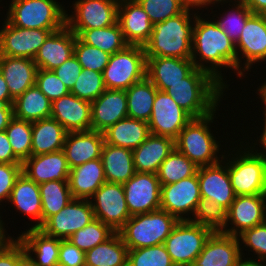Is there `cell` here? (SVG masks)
Here are the masks:
<instances>
[{"label":"cell","instance_id":"cell-1","mask_svg":"<svg viewBox=\"0 0 266 266\" xmlns=\"http://www.w3.org/2000/svg\"><path fill=\"white\" fill-rule=\"evenodd\" d=\"M201 17L197 12L193 26L191 60L196 68L212 75L229 89L222 68H231L237 74L235 43L223 32L214 19ZM212 20V21H211ZM198 59V60H197ZM205 63V64H204ZM221 69V70H220Z\"/></svg>","mask_w":266,"mask_h":266},{"label":"cell","instance_id":"cell-2","mask_svg":"<svg viewBox=\"0 0 266 266\" xmlns=\"http://www.w3.org/2000/svg\"><path fill=\"white\" fill-rule=\"evenodd\" d=\"M225 90L208 72L195 68L165 92L193 118H200L219 109Z\"/></svg>","mask_w":266,"mask_h":266},{"label":"cell","instance_id":"cell-3","mask_svg":"<svg viewBox=\"0 0 266 266\" xmlns=\"http://www.w3.org/2000/svg\"><path fill=\"white\" fill-rule=\"evenodd\" d=\"M196 14L186 8L182 13L154 24L151 37L144 45L146 57L191 58Z\"/></svg>","mask_w":266,"mask_h":266},{"label":"cell","instance_id":"cell-4","mask_svg":"<svg viewBox=\"0 0 266 266\" xmlns=\"http://www.w3.org/2000/svg\"><path fill=\"white\" fill-rule=\"evenodd\" d=\"M215 113L216 110L207 116L193 118L175 139V148L197 167L214 165L223 159L221 143L216 140L210 128L216 118Z\"/></svg>","mask_w":266,"mask_h":266},{"label":"cell","instance_id":"cell-5","mask_svg":"<svg viewBox=\"0 0 266 266\" xmlns=\"http://www.w3.org/2000/svg\"><path fill=\"white\" fill-rule=\"evenodd\" d=\"M245 143L248 144L240 145L234 155L229 153L231 150L228 154L224 150L222 159L227 164L234 193L236 196L266 194V162L250 147V142Z\"/></svg>","mask_w":266,"mask_h":266},{"label":"cell","instance_id":"cell-6","mask_svg":"<svg viewBox=\"0 0 266 266\" xmlns=\"http://www.w3.org/2000/svg\"><path fill=\"white\" fill-rule=\"evenodd\" d=\"M179 220L158 209L131 216L118 231L128 250L164 244Z\"/></svg>","mask_w":266,"mask_h":266},{"label":"cell","instance_id":"cell-7","mask_svg":"<svg viewBox=\"0 0 266 266\" xmlns=\"http://www.w3.org/2000/svg\"><path fill=\"white\" fill-rule=\"evenodd\" d=\"M56 0H12L6 21L28 29H61L66 25L65 7Z\"/></svg>","mask_w":266,"mask_h":266},{"label":"cell","instance_id":"cell-8","mask_svg":"<svg viewBox=\"0 0 266 266\" xmlns=\"http://www.w3.org/2000/svg\"><path fill=\"white\" fill-rule=\"evenodd\" d=\"M146 77L144 46L128 45L124 50L110 55L103 71L106 89L127 90Z\"/></svg>","mask_w":266,"mask_h":266},{"label":"cell","instance_id":"cell-9","mask_svg":"<svg viewBox=\"0 0 266 266\" xmlns=\"http://www.w3.org/2000/svg\"><path fill=\"white\" fill-rule=\"evenodd\" d=\"M214 231L189 220L179 221L164 245L175 266H192Z\"/></svg>","mask_w":266,"mask_h":266},{"label":"cell","instance_id":"cell-10","mask_svg":"<svg viewBox=\"0 0 266 266\" xmlns=\"http://www.w3.org/2000/svg\"><path fill=\"white\" fill-rule=\"evenodd\" d=\"M72 14H66V26L77 36L82 30L116 24L119 0H77Z\"/></svg>","mask_w":266,"mask_h":266},{"label":"cell","instance_id":"cell-11","mask_svg":"<svg viewBox=\"0 0 266 266\" xmlns=\"http://www.w3.org/2000/svg\"><path fill=\"white\" fill-rule=\"evenodd\" d=\"M235 48L237 77L240 79L245 77L244 74H247L255 63L266 62V17L264 14H252L247 19ZM241 59L245 60L243 62L245 66Z\"/></svg>","mask_w":266,"mask_h":266},{"label":"cell","instance_id":"cell-12","mask_svg":"<svg viewBox=\"0 0 266 266\" xmlns=\"http://www.w3.org/2000/svg\"><path fill=\"white\" fill-rule=\"evenodd\" d=\"M94 217L118 232L131 217L123 184L105 182L89 199Z\"/></svg>","mask_w":266,"mask_h":266},{"label":"cell","instance_id":"cell-13","mask_svg":"<svg viewBox=\"0 0 266 266\" xmlns=\"http://www.w3.org/2000/svg\"><path fill=\"white\" fill-rule=\"evenodd\" d=\"M59 29H28L6 20L0 27V56L34 59L47 37Z\"/></svg>","mask_w":266,"mask_h":266},{"label":"cell","instance_id":"cell-14","mask_svg":"<svg viewBox=\"0 0 266 266\" xmlns=\"http://www.w3.org/2000/svg\"><path fill=\"white\" fill-rule=\"evenodd\" d=\"M94 219L90 200L72 199L57 214L49 217L38 229L50 237L68 239Z\"/></svg>","mask_w":266,"mask_h":266},{"label":"cell","instance_id":"cell-15","mask_svg":"<svg viewBox=\"0 0 266 266\" xmlns=\"http://www.w3.org/2000/svg\"><path fill=\"white\" fill-rule=\"evenodd\" d=\"M200 199L197 173L178 182L161 185L160 209L175 216L179 221L191 219Z\"/></svg>","mask_w":266,"mask_h":266},{"label":"cell","instance_id":"cell-16","mask_svg":"<svg viewBox=\"0 0 266 266\" xmlns=\"http://www.w3.org/2000/svg\"><path fill=\"white\" fill-rule=\"evenodd\" d=\"M193 119L165 91L157 90L151 117L150 134L176 139L180 131Z\"/></svg>","mask_w":266,"mask_h":266},{"label":"cell","instance_id":"cell-17","mask_svg":"<svg viewBox=\"0 0 266 266\" xmlns=\"http://www.w3.org/2000/svg\"><path fill=\"white\" fill-rule=\"evenodd\" d=\"M265 222L266 194L238 195L227 210V221L220 232L238 236L244 230Z\"/></svg>","mask_w":266,"mask_h":266},{"label":"cell","instance_id":"cell-18","mask_svg":"<svg viewBox=\"0 0 266 266\" xmlns=\"http://www.w3.org/2000/svg\"><path fill=\"white\" fill-rule=\"evenodd\" d=\"M123 189L131 216L160 209L161 184L157 174L136 172L123 183Z\"/></svg>","mask_w":266,"mask_h":266},{"label":"cell","instance_id":"cell-19","mask_svg":"<svg viewBox=\"0 0 266 266\" xmlns=\"http://www.w3.org/2000/svg\"><path fill=\"white\" fill-rule=\"evenodd\" d=\"M197 177L201 197L215 201L226 210L234 201V193L227 164L221 160L217 164L198 167Z\"/></svg>","mask_w":266,"mask_h":266},{"label":"cell","instance_id":"cell-20","mask_svg":"<svg viewBox=\"0 0 266 266\" xmlns=\"http://www.w3.org/2000/svg\"><path fill=\"white\" fill-rule=\"evenodd\" d=\"M237 236L213 232L192 266H235L242 258Z\"/></svg>","mask_w":266,"mask_h":266},{"label":"cell","instance_id":"cell-21","mask_svg":"<svg viewBox=\"0 0 266 266\" xmlns=\"http://www.w3.org/2000/svg\"><path fill=\"white\" fill-rule=\"evenodd\" d=\"M117 22L129 45L144 46L149 41L153 24L136 0H119Z\"/></svg>","mask_w":266,"mask_h":266},{"label":"cell","instance_id":"cell-22","mask_svg":"<svg viewBox=\"0 0 266 266\" xmlns=\"http://www.w3.org/2000/svg\"><path fill=\"white\" fill-rule=\"evenodd\" d=\"M128 117L125 90L106 89L91 102V130L103 132Z\"/></svg>","mask_w":266,"mask_h":266},{"label":"cell","instance_id":"cell-23","mask_svg":"<svg viewBox=\"0 0 266 266\" xmlns=\"http://www.w3.org/2000/svg\"><path fill=\"white\" fill-rule=\"evenodd\" d=\"M50 117L58 121L67 132L89 131L91 103L69 93L52 102Z\"/></svg>","mask_w":266,"mask_h":266},{"label":"cell","instance_id":"cell-24","mask_svg":"<svg viewBox=\"0 0 266 266\" xmlns=\"http://www.w3.org/2000/svg\"><path fill=\"white\" fill-rule=\"evenodd\" d=\"M22 173L38 185L48 181H68L70 169L63 150L31 155L22 162Z\"/></svg>","mask_w":266,"mask_h":266},{"label":"cell","instance_id":"cell-25","mask_svg":"<svg viewBox=\"0 0 266 266\" xmlns=\"http://www.w3.org/2000/svg\"><path fill=\"white\" fill-rule=\"evenodd\" d=\"M195 68L191 58L146 57V77L160 91L180 82Z\"/></svg>","mask_w":266,"mask_h":266},{"label":"cell","instance_id":"cell-26","mask_svg":"<svg viewBox=\"0 0 266 266\" xmlns=\"http://www.w3.org/2000/svg\"><path fill=\"white\" fill-rule=\"evenodd\" d=\"M104 143L103 133L99 131L67 132L62 150L69 169L101 158Z\"/></svg>","mask_w":266,"mask_h":266},{"label":"cell","instance_id":"cell-27","mask_svg":"<svg viewBox=\"0 0 266 266\" xmlns=\"http://www.w3.org/2000/svg\"><path fill=\"white\" fill-rule=\"evenodd\" d=\"M76 35L65 25L52 32L39 48L34 62L38 69L53 70L74 55Z\"/></svg>","mask_w":266,"mask_h":266},{"label":"cell","instance_id":"cell-28","mask_svg":"<svg viewBox=\"0 0 266 266\" xmlns=\"http://www.w3.org/2000/svg\"><path fill=\"white\" fill-rule=\"evenodd\" d=\"M8 204L18 212L34 219L29 228L38 229L42 225V200L39 185L21 173L15 181ZM35 223V224H34Z\"/></svg>","mask_w":266,"mask_h":266},{"label":"cell","instance_id":"cell-29","mask_svg":"<svg viewBox=\"0 0 266 266\" xmlns=\"http://www.w3.org/2000/svg\"><path fill=\"white\" fill-rule=\"evenodd\" d=\"M174 149V139L150 134L133 150L135 171L156 174L161 163Z\"/></svg>","mask_w":266,"mask_h":266},{"label":"cell","instance_id":"cell-30","mask_svg":"<svg viewBox=\"0 0 266 266\" xmlns=\"http://www.w3.org/2000/svg\"><path fill=\"white\" fill-rule=\"evenodd\" d=\"M37 69L33 59L0 56V72L14 99L35 85Z\"/></svg>","mask_w":266,"mask_h":266},{"label":"cell","instance_id":"cell-31","mask_svg":"<svg viewBox=\"0 0 266 266\" xmlns=\"http://www.w3.org/2000/svg\"><path fill=\"white\" fill-rule=\"evenodd\" d=\"M17 239L37 266H58L60 238L50 237L40 229L29 228L18 234Z\"/></svg>","mask_w":266,"mask_h":266},{"label":"cell","instance_id":"cell-32","mask_svg":"<svg viewBox=\"0 0 266 266\" xmlns=\"http://www.w3.org/2000/svg\"><path fill=\"white\" fill-rule=\"evenodd\" d=\"M106 182L101 158L70 169L69 188L73 199H90Z\"/></svg>","mask_w":266,"mask_h":266},{"label":"cell","instance_id":"cell-33","mask_svg":"<svg viewBox=\"0 0 266 266\" xmlns=\"http://www.w3.org/2000/svg\"><path fill=\"white\" fill-rule=\"evenodd\" d=\"M102 133L106 143L132 151L150 135L147 122L131 117L119 120Z\"/></svg>","mask_w":266,"mask_h":266},{"label":"cell","instance_id":"cell-34","mask_svg":"<svg viewBox=\"0 0 266 266\" xmlns=\"http://www.w3.org/2000/svg\"><path fill=\"white\" fill-rule=\"evenodd\" d=\"M106 182L125 183L135 173L133 151L104 143L101 153Z\"/></svg>","mask_w":266,"mask_h":266},{"label":"cell","instance_id":"cell-35","mask_svg":"<svg viewBox=\"0 0 266 266\" xmlns=\"http://www.w3.org/2000/svg\"><path fill=\"white\" fill-rule=\"evenodd\" d=\"M67 131L54 118L32 122L31 155L47 154L63 149Z\"/></svg>","mask_w":266,"mask_h":266},{"label":"cell","instance_id":"cell-36","mask_svg":"<svg viewBox=\"0 0 266 266\" xmlns=\"http://www.w3.org/2000/svg\"><path fill=\"white\" fill-rule=\"evenodd\" d=\"M52 102L35 85L13 101L14 117L25 121H38L51 116Z\"/></svg>","mask_w":266,"mask_h":266},{"label":"cell","instance_id":"cell-37","mask_svg":"<svg viewBox=\"0 0 266 266\" xmlns=\"http://www.w3.org/2000/svg\"><path fill=\"white\" fill-rule=\"evenodd\" d=\"M128 248L118 232L85 252V266H127Z\"/></svg>","mask_w":266,"mask_h":266},{"label":"cell","instance_id":"cell-38","mask_svg":"<svg viewBox=\"0 0 266 266\" xmlns=\"http://www.w3.org/2000/svg\"><path fill=\"white\" fill-rule=\"evenodd\" d=\"M157 90L147 77L125 90L128 117L148 123Z\"/></svg>","mask_w":266,"mask_h":266},{"label":"cell","instance_id":"cell-39","mask_svg":"<svg viewBox=\"0 0 266 266\" xmlns=\"http://www.w3.org/2000/svg\"><path fill=\"white\" fill-rule=\"evenodd\" d=\"M77 37L83 43L97 47L110 55L124 50L129 45L118 22L105 28L82 30Z\"/></svg>","mask_w":266,"mask_h":266},{"label":"cell","instance_id":"cell-40","mask_svg":"<svg viewBox=\"0 0 266 266\" xmlns=\"http://www.w3.org/2000/svg\"><path fill=\"white\" fill-rule=\"evenodd\" d=\"M39 189L42 200V224L73 199L68 181H48L39 184Z\"/></svg>","mask_w":266,"mask_h":266},{"label":"cell","instance_id":"cell-41","mask_svg":"<svg viewBox=\"0 0 266 266\" xmlns=\"http://www.w3.org/2000/svg\"><path fill=\"white\" fill-rule=\"evenodd\" d=\"M197 170L198 167L175 148L161 163L156 174L161 185H168L195 175Z\"/></svg>","mask_w":266,"mask_h":266},{"label":"cell","instance_id":"cell-42","mask_svg":"<svg viewBox=\"0 0 266 266\" xmlns=\"http://www.w3.org/2000/svg\"><path fill=\"white\" fill-rule=\"evenodd\" d=\"M115 232L99 219L92 220L84 228L76 231L67 240L83 252H87L98 244L105 242Z\"/></svg>","mask_w":266,"mask_h":266},{"label":"cell","instance_id":"cell-43","mask_svg":"<svg viewBox=\"0 0 266 266\" xmlns=\"http://www.w3.org/2000/svg\"><path fill=\"white\" fill-rule=\"evenodd\" d=\"M236 4V5H235ZM229 11L223 12L221 17L215 22L223 30V32L236 44L243 31V27L246 25L247 19L253 14L252 11L242 2L232 3Z\"/></svg>","mask_w":266,"mask_h":266},{"label":"cell","instance_id":"cell-44","mask_svg":"<svg viewBox=\"0 0 266 266\" xmlns=\"http://www.w3.org/2000/svg\"><path fill=\"white\" fill-rule=\"evenodd\" d=\"M14 154L23 162L31 156L32 122L13 118L5 129Z\"/></svg>","mask_w":266,"mask_h":266},{"label":"cell","instance_id":"cell-45","mask_svg":"<svg viewBox=\"0 0 266 266\" xmlns=\"http://www.w3.org/2000/svg\"><path fill=\"white\" fill-rule=\"evenodd\" d=\"M189 221L209 227L214 232L221 231L227 221V210L215 201L201 197Z\"/></svg>","mask_w":266,"mask_h":266},{"label":"cell","instance_id":"cell-46","mask_svg":"<svg viewBox=\"0 0 266 266\" xmlns=\"http://www.w3.org/2000/svg\"><path fill=\"white\" fill-rule=\"evenodd\" d=\"M127 266H175L164 244L128 250Z\"/></svg>","mask_w":266,"mask_h":266},{"label":"cell","instance_id":"cell-47","mask_svg":"<svg viewBox=\"0 0 266 266\" xmlns=\"http://www.w3.org/2000/svg\"><path fill=\"white\" fill-rule=\"evenodd\" d=\"M106 90L103 73L82 69L70 93L88 102L97 99Z\"/></svg>","mask_w":266,"mask_h":266},{"label":"cell","instance_id":"cell-48","mask_svg":"<svg viewBox=\"0 0 266 266\" xmlns=\"http://www.w3.org/2000/svg\"><path fill=\"white\" fill-rule=\"evenodd\" d=\"M154 25L182 13L186 7L182 0H136Z\"/></svg>","mask_w":266,"mask_h":266},{"label":"cell","instance_id":"cell-49","mask_svg":"<svg viewBox=\"0 0 266 266\" xmlns=\"http://www.w3.org/2000/svg\"><path fill=\"white\" fill-rule=\"evenodd\" d=\"M74 55L82 69L94 70L103 73L110 58V54L83 43L77 36L75 39Z\"/></svg>","mask_w":266,"mask_h":266},{"label":"cell","instance_id":"cell-50","mask_svg":"<svg viewBox=\"0 0 266 266\" xmlns=\"http://www.w3.org/2000/svg\"><path fill=\"white\" fill-rule=\"evenodd\" d=\"M237 237L239 241H241L240 246L244 244V246L240 247L241 256L243 258H245V253L242 251L247 248L250 249L248 253L249 251H253V254L257 255V259L256 256H254V260L266 262V222L244 230Z\"/></svg>","mask_w":266,"mask_h":266},{"label":"cell","instance_id":"cell-51","mask_svg":"<svg viewBox=\"0 0 266 266\" xmlns=\"http://www.w3.org/2000/svg\"><path fill=\"white\" fill-rule=\"evenodd\" d=\"M35 84L51 102L70 93L52 70L37 69Z\"/></svg>","mask_w":266,"mask_h":266},{"label":"cell","instance_id":"cell-52","mask_svg":"<svg viewBox=\"0 0 266 266\" xmlns=\"http://www.w3.org/2000/svg\"><path fill=\"white\" fill-rule=\"evenodd\" d=\"M21 173L22 164L0 163V203L9 200L15 181Z\"/></svg>","mask_w":266,"mask_h":266},{"label":"cell","instance_id":"cell-53","mask_svg":"<svg viewBox=\"0 0 266 266\" xmlns=\"http://www.w3.org/2000/svg\"><path fill=\"white\" fill-rule=\"evenodd\" d=\"M58 266H85V252L67 239H61Z\"/></svg>","mask_w":266,"mask_h":266},{"label":"cell","instance_id":"cell-54","mask_svg":"<svg viewBox=\"0 0 266 266\" xmlns=\"http://www.w3.org/2000/svg\"><path fill=\"white\" fill-rule=\"evenodd\" d=\"M52 71L60 78L68 90L71 91L75 81L82 71V66L75 55H72L69 59L60 66L54 68Z\"/></svg>","mask_w":266,"mask_h":266},{"label":"cell","instance_id":"cell-55","mask_svg":"<svg viewBox=\"0 0 266 266\" xmlns=\"http://www.w3.org/2000/svg\"><path fill=\"white\" fill-rule=\"evenodd\" d=\"M24 252L23 245L16 238L6 248L0 250V266H17L18 258Z\"/></svg>","mask_w":266,"mask_h":266},{"label":"cell","instance_id":"cell-56","mask_svg":"<svg viewBox=\"0 0 266 266\" xmlns=\"http://www.w3.org/2000/svg\"><path fill=\"white\" fill-rule=\"evenodd\" d=\"M0 163L22 164V161L14 154L5 131L0 132Z\"/></svg>","mask_w":266,"mask_h":266},{"label":"cell","instance_id":"cell-57","mask_svg":"<svg viewBox=\"0 0 266 266\" xmlns=\"http://www.w3.org/2000/svg\"><path fill=\"white\" fill-rule=\"evenodd\" d=\"M13 118V104H0V132L5 131Z\"/></svg>","mask_w":266,"mask_h":266},{"label":"cell","instance_id":"cell-58","mask_svg":"<svg viewBox=\"0 0 266 266\" xmlns=\"http://www.w3.org/2000/svg\"><path fill=\"white\" fill-rule=\"evenodd\" d=\"M264 119H261V120H263L264 122H263V128H262V133H260L261 135L258 137L257 136V140H256V142H252V144H254L253 146H251V148L253 149V150H255L256 151V153L258 154V155H260L261 157H262V159L266 162V117H263ZM259 140V141H258ZM258 141V142H257ZM258 143H259V147H262V149L261 148H259V147H256L255 145H257L258 146ZM256 148V149H255ZM257 148H259L260 149V152L258 151L259 149H257Z\"/></svg>","mask_w":266,"mask_h":266},{"label":"cell","instance_id":"cell-59","mask_svg":"<svg viewBox=\"0 0 266 266\" xmlns=\"http://www.w3.org/2000/svg\"><path fill=\"white\" fill-rule=\"evenodd\" d=\"M242 1L253 14L266 13V0H240Z\"/></svg>","mask_w":266,"mask_h":266},{"label":"cell","instance_id":"cell-60","mask_svg":"<svg viewBox=\"0 0 266 266\" xmlns=\"http://www.w3.org/2000/svg\"><path fill=\"white\" fill-rule=\"evenodd\" d=\"M14 98L10 95L8 86L0 72V104H13Z\"/></svg>","mask_w":266,"mask_h":266},{"label":"cell","instance_id":"cell-61","mask_svg":"<svg viewBox=\"0 0 266 266\" xmlns=\"http://www.w3.org/2000/svg\"><path fill=\"white\" fill-rule=\"evenodd\" d=\"M0 209H2V208H0ZM1 217H3V216L0 214V250L6 248L12 241L15 240L14 237H11L8 234H6L7 230L4 227L5 224H4L3 220H1Z\"/></svg>","mask_w":266,"mask_h":266},{"label":"cell","instance_id":"cell-62","mask_svg":"<svg viewBox=\"0 0 266 266\" xmlns=\"http://www.w3.org/2000/svg\"><path fill=\"white\" fill-rule=\"evenodd\" d=\"M185 7L188 8V9H196V12H199L197 11L200 10V8H204L206 7V10L207 8H209V5H210V0H182ZM208 6V7H207Z\"/></svg>","mask_w":266,"mask_h":266},{"label":"cell","instance_id":"cell-63","mask_svg":"<svg viewBox=\"0 0 266 266\" xmlns=\"http://www.w3.org/2000/svg\"><path fill=\"white\" fill-rule=\"evenodd\" d=\"M235 266H266V262L265 261H259L258 260H254L251 259V257H247L243 259V257L237 262V264Z\"/></svg>","mask_w":266,"mask_h":266},{"label":"cell","instance_id":"cell-64","mask_svg":"<svg viewBox=\"0 0 266 266\" xmlns=\"http://www.w3.org/2000/svg\"><path fill=\"white\" fill-rule=\"evenodd\" d=\"M17 266H37L30 255L25 251L19 258Z\"/></svg>","mask_w":266,"mask_h":266},{"label":"cell","instance_id":"cell-65","mask_svg":"<svg viewBox=\"0 0 266 266\" xmlns=\"http://www.w3.org/2000/svg\"><path fill=\"white\" fill-rule=\"evenodd\" d=\"M259 92V93H258ZM255 93H257V95H259L260 97H259V99L261 98V102L263 103V105H264V107H262V108H264L263 110H265V111H262L264 114V116L263 117H266V81L265 82H263V83H261V86H259L258 88H257V92H255Z\"/></svg>","mask_w":266,"mask_h":266},{"label":"cell","instance_id":"cell-66","mask_svg":"<svg viewBox=\"0 0 266 266\" xmlns=\"http://www.w3.org/2000/svg\"><path fill=\"white\" fill-rule=\"evenodd\" d=\"M231 2H238V1H240V0H230ZM230 1L229 0H210V6H212V8H213V6L214 5H216V4H219L220 5V3H221V7H223L224 5L223 4H225V3H229L228 5H230ZM223 3V4H222Z\"/></svg>","mask_w":266,"mask_h":266}]
</instances>
